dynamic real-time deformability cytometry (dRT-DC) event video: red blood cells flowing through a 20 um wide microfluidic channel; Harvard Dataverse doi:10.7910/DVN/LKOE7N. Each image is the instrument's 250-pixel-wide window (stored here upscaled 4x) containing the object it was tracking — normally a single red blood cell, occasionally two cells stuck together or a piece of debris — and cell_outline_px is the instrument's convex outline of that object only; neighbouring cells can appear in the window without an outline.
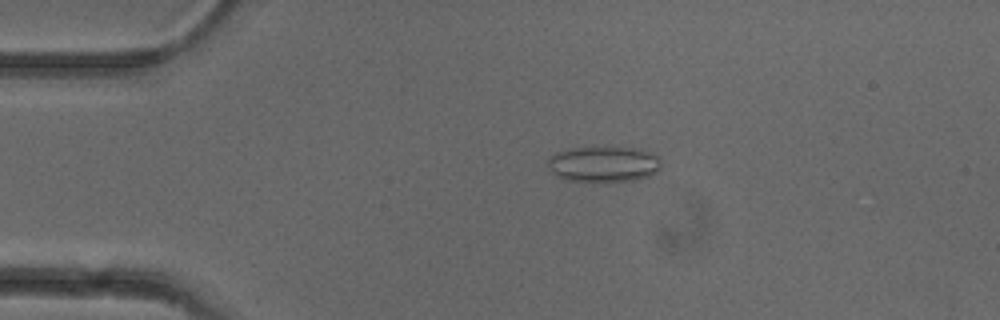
{"species": "common noctule bat (a hibernating species)", "species_latin": "Nyctalus noctula", "temperature_condition": "cold", "stored_images_in_passage": 52, "camera_frame_rate_fps": 3000, "um_per_image_px": 0.085, "animal": {"sex": "female"}, "frame": {"image": 1, "passage_image": 11, "time_ms": 3.333, "image_size_px": [1000, 320], "cell_outline_px": [[660, 168], [656, 172], [648, 176], [636, 180], [564, 180], [552, 172], [548, 168], [548, 156], [556, 152], [572, 148], [608, 144], [632, 148], [660, 156]], "centroid_in_image_um": [51.28, 13.89], "position_along_channel_um": 33.7, "area_um2": 23.93}}
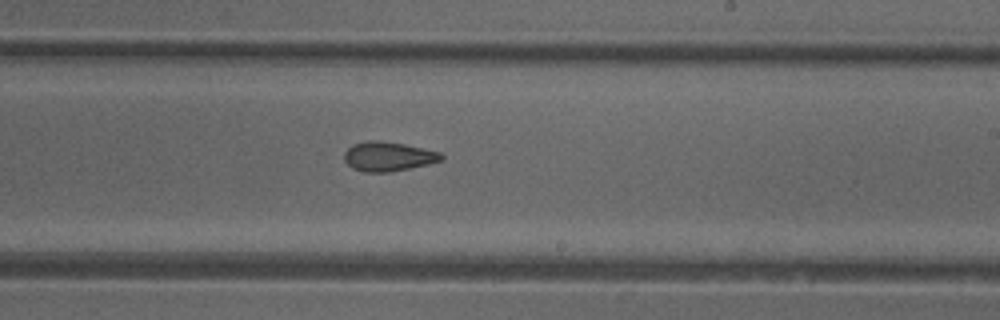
{"frame": {"image": 2, "passage_image": 31, "time_ms": 10.0, "image_size_px": [1000, 320], "cell_outline_px": [[444, 160], [428, 164], [388, 172], [364, 172], [352, 168], [344, 160], [344, 152], [352, 144], [368, 140], [376, 140], [404, 144], [440, 152], [444, 156]], "centroid_in_image_um": [32.98, 13.29], "position_along_channel_um": 256.0, "area_um2": 16.59}}
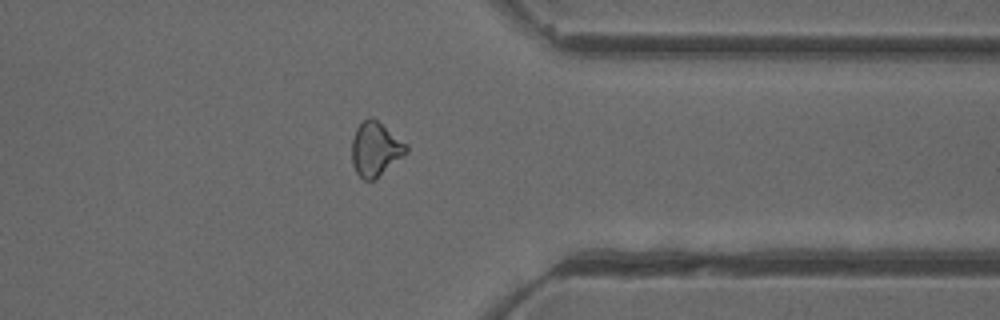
{"frame": {"image": 3, "passage_image": 41, "time_ms": 13.333, "image_size_px": [1000, 320], "cell_outline_px": [[408, 152], [372, 180], [364, 180], [356, 172], [352, 164], [352, 140], [356, 128], [368, 116], [372, 116], [408, 144]], "centroid_in_image_um": [31.91, 12.63], "position_along_channel_um": 379.5, "area_um2": 16.99}, "authors_computed_cell_mechanics": {"area_um2": 17.2822, "velocity_mm_per_s": 3.9544, "shape_relaxation_time_tau1_ms": null, "shape_relaxation_time_tau2_ms": 2.4772, "deformation_change_tau1": null, "deformation_change_tau2": 0.0927}}